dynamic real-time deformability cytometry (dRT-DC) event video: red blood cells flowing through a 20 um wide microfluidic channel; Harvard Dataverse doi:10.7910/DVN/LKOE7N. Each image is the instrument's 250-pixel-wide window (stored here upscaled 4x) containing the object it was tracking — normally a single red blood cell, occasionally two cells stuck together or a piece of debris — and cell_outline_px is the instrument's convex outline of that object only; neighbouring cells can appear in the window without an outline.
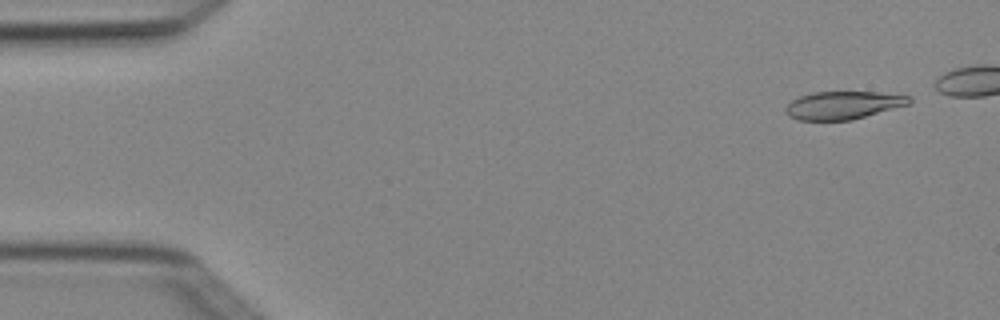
{"species": "Egyptian fruit bat (a non-hibernating species)", "species_latin": "Rousettus aegyptiacus", "temperature_condition": "cold", "stored_images_in_passage": 4, "camera_frame_rate_fps": 3000, "um_per_image_px": 0.085, "animal": {"sex": "female"}, "frame": {"image": 1, "passage_image": 1, "time_ms": 0.0, "image_size_px": [1000, 320], "cell_outline_px": [[912, 100], [908, 104], [852, 120], [800, 120], [788, 116], [784, 112], [784, 108], [792, 100], [800, 96], [812, 92], [876, 92], [912, 96]], "centroid_in_image_um": [71.64, 8.94], "position_along_channel_um": 13.4, "area_um2": 20.06}}
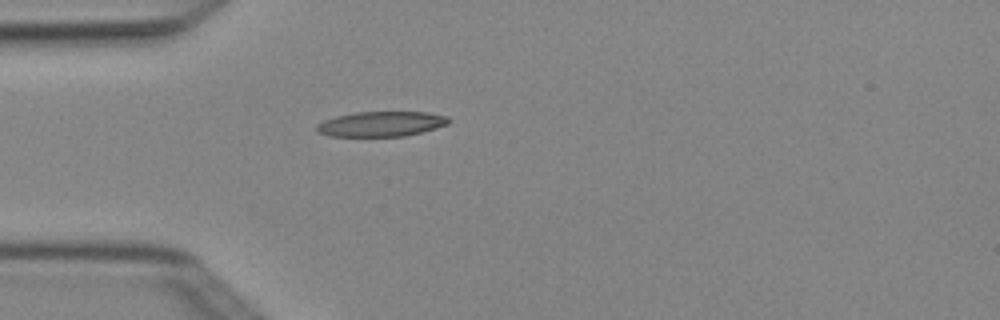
{"frame": {"image": 2, "passage_image": 4, "time_ms": 1.0, "image_size_px": [1000, 320], "cell_outline_px": [[448, 124], [436, 128], [404, 136], [328, 136], [320, 132], [316, 128], [316, 124], [324, 120], [336, 116], [356, 112], [428, 112], [448, 116]], "centroid_in_image_um": [32.4, 10.53], "position_along_channel_um": 52.6, "area_um2": 19.13}}